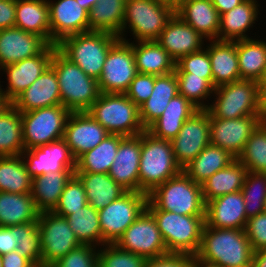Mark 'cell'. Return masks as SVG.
Wrapping results in <instances>:
<instances>
[{"label": "cell", "instance_id": "1", "mask_svg": "<svg viewBox=\"0 0 266 267\" xmlns=\"http://www.w3.org/2000/svg\"><path fill=\"white\" fill-rule=\"evenodd\" d=\"M253 253L244 229L204 225L195 260L213 267H245L252 264Z\"/></svg>", "mask_w": 266, "mask_h": 267}, {"label": "cell", "instance_id": "24", "mask_svg": "<svg viewBox=\"0 0 266 267\" xmlns=\"http://www.w3.org/2000/svg\"><path fill=\"white\" fill-rule=\"evenodd\" d=\"M49 44L40 36L13 27L0 30V69L39 55Z\"/></svg>", "mask_w": 266, "mask_h": 267}, {"label": "cell", "instance_id": "15", "mask_svg": "<svg viewBox=\"0 0 266 267\" xmlns=\"http://www.w3.org/2000/svg\"><path fill=\"white\" fill-rule=\"evenodd\" d=\"M171 143L175 160L183 169L211 143L209 112L206 109L196 111L183 123Z\"/></svg>", "mask_w": 266, "mask_h": 267}, {"label": "cell", "instance_id": "28", "mask_svg": "<svg viewBox=\"0 0 266 267\" xmlns=\"http://www.w3.org/2000/svg\"><path fill=\"white\" fill-rule=\"evenodd\" d=\"M206 46L211 61L213 87L240 80L236 41L209 40Z\"/></svg>", "mask_w": 266, "mask_h": 267}, {"label": "cell", "instance_id": "19", "mask_svg": "<svg viewBox=\"0 0 266 267\" xmlns=\"http://www.w3.org/2000/svg\"><path fill=\"white\" fill-rule=\"evenodd\" d=\"M49 5L51 45L65 37L89 31V14L80 0H47Z\"/></svg>", "mask_w": 266, "mask_h": 267}, {"label": "cell", "instance_id": "33", "mask_svg": "<svg viewBox=\"0 0 266 267\" xmlns=\"http://www.w3.org/2000/svg\"><path fill=\"white\" fill-rule=\"evenodd\" d=\"M74 174L82 182L88 204L97 211L104 209L126 192L109 176V173L74 172Z\"/></svg>", "mask_w": 266, "mask_h": 267}, {"label": "cell", "instance_id": "21", "mask_svg": "<svg viewBox=\"0 0 266 267\" xmlns=\"http://www.w3.org/2000/svg\"><path fill=\"white\" fill-rule=\"evenodd\" d=\"M141 134L125 136L120 144L109 176L126 191L140 192L139 163Z\"/></svg>", "mask_w": 266, "mask_h": 267}, {"label": "cell", "instance_id": "13", "mask_svg": "<svg viewBox=\"0 0 266 267\" xmlns=\"http://www.w3.org/2000/svg\"><path fill=\"white\" fill-rule=\"evenodd\" d=\"M137 74L132 45L119 39L110 48L104 62L98 79L99 91L125 94Z\"/></svg>", "mask_w": 266, "mask_h": 267}, {"label": "cell", "instance_id": "26", "mask_svg": "<svg viewBox=\"0 0 266 267\" xmlns=\"http://www.w3.org/2000/svg\"><path fill=\"white\" fill-rule=\"evenodd\" d=\"M175 14L206 38V41L218 40L220 15L211 0H177Z\"/></svg>", "mask_w": 266, "mask_h": 267}, {"label": "cell", "instance_id": "43", "mask_svg": "<svg viewBox=\"0 0 266 267\" xmlns=\"http://www.w3.org/2000/svg\"><path fill=\"white\" fill-rule=\"evenodd\" d=\"M66 219L81 244L104 245L98 211L93 206L86 204L83 208L73 211Z\"/></svg>", "mask_w": 266, "mask_h": 267}, {"label": "cell", "instance_id": "45", "mask_svg": "<svg viewBox=\"0 0 266 267\" xmlns=\"http://www.w3.org/2000/svg\"><path fill=\"white\" fill-rule=\"evenodd\" d=\"M247 218L264 213L266 199V173L247 171L241 189Z\"/></svg>", "mask_w": 266, "mask_h": 267}, {"label": "cell", "instance_id": "22", "mask_svg": "<svg viewBox=\"0 0 266 267\" xmlns=\"http://www.w3.org/2000/svg\"><path fill=\"white\" fill-rule=\"evenodd\" d=\"M247 219L244 197L241 191L216 197L206 203V226L245 229Z\"/></svg>", "mask_w": 266, "mask_h": 267}, {"label": "cell", "instance_id": "64", "mask_svg": "<svg viewBox=\"0 0 266 267\" xmlns=\"http://www.w3.org/2000/svg\"><path fill=\"white\" fill-rule=\"evenodd\" d=\"M30 267H44L42 264H32Z\"/></svg>", "mask_w": 266, "mask_h": 267}, {"label": "cell", "instance_id": "47", "mask_svg": "<svg viewBox=\"0 0 266 267\" xmlns=\"http://www.w3.org/2000/svg\"><path fill=\"white\" fill-rule=\"evenodd\" d=\"M17 252L26 257L32 264H41L42 248L40 229L37 222L15 225Z\"/></svg>", "mask_w": 266, "mask_h": 267}, {"label": "cell", "instance_id": "35", "mask_svg": "<svg viewBox=\"0 0 266 267\" xmlns=\"http://www.w3.org/2000/svg\"><path fill=\"white\" fill-rule=\"evenodd\" d=\"M39 214L31 193L0 192V226L37 222Z\"/></svg>", "mask_w": 266, "mask_h": 267}, {"label": "cell", "instance_id": "61", "mask_svg": "<svg viewBox=\"0 0 266 267\" xmlns=\"http://www.w3.org/2000/svg\"><path fill=\"white\" fill-rule=\"evenodd\" d=\"M98 0H80L82 7L85 8L88 12L96 5Z\"/></svg>", "mask_w": 266, "mask_h": 267}, {"label": "cell", "instance_id": "16", "mask_svg": "<svg viewBox=\"0 0 266 267\" xmlns=\"http://www.w3.org/2000/svg\"><path fill=\"white\" fill-rule=\"evenodd\" d=\"M262 121L261 115L235 119L210 118L211 144L226 150L237 159L243 152L251 133Z\"/></svg>", "mask_w": 266, "mask_h": 267}, {"label": "cell", "instance_id": "30", "mask_svg": "<svg viewBox=\"0 0 266 267\" xmlns=\"http://www.w3.org/2000/svg\"><path fill=\"white\" fill-rule=\"evenodd\" d=\"M198 110L184 96L178 94L169 101L162 115L146 130L156 138L172 141L183 123Z\"/></svg>", "mask_w": 266, "mask_h": 267}, {"label": "cell", "instance_id": "17", "mask_svg": "<svg viewBox=\"0 0 266 267\" xmlns=\"http://www.w3.org/2000/svg\"><path fill=\"white\" fill-rule=\"evenodd\" d=\"M21 157L32 179L50 172L76 170V160L63 139L24 150Z\"/></svg>", "mask_w": 266, "mask_h": 267}, {"label": "cell", "instance_id": "65", "mask_svg": "<svg viewBox=\"0 0 266 267\" xmlns=\"http://www.w3.org/2000/svg\"><path fill=\"white\" fill-rule=\"evenodd\" d=\"M0 267H3L2 255H0Z\"/></svg>", "mask_w": 266, "mask_h": 267}, {"label": "cell", "instance_id": "41", "mask_svg": "<svg viewBox=\"0 0 266 267\" xmlns=\"http://www.w3.org/2000/svg\"><path fill=\"white\" fill-rule=\"evenodd\" d=\"M24 150L21 112L10 103L0 113V156L21 155Z\"/></svg>", "mask_w": 266, "mask_h": 267}, {"label": "cell", "instance_id": "53", "mask_svg": "<svg viewBox=\"0 0 266 267\" xmlns=\"http://www.w3.org/2000/svg\"><path fill=\"white\" fill-rule=\"evenodd\" d=\"M244 230L254 252L266 248V213L248 218Z\"/></svg>", "mask_w": 266, "mask_h": 267}, {"label": "cell", "instance_id": "29", "mask_svg": "<svg viewBox=\"0 0 266 267\" xmlns=\"http://www.w3.org/2000/svg\"><path fill=\"white\" fill-rule=\"evenodd\" d=\"M123 41L132 45L138 73L162 76L175 71L176 62L156 40L132 43L123 37Z\"/></svg>", "mask_w": 266, "mask_h": 267}, {"label": "cell", "instance_id": "55", "mask_svg": "<svg viewBox=\"0 0 266 267\" xmlns=\"http://www.w3.org/2000/svg\"><path fill=\"white\" fill-rule=\"evenodd\" d=\"M16 0H0V30L15 27Z\"/></svg>", "mask_w": 266, "mask_h": 267}, {"label": "cell", "instance_id": "10", "mask_svg": "<svg viewBox=\"0 0 266 267\" xmlns=\"http://www.w3.org/2000/svg\"><path fill=\"white\" fill-rule=\"evenodd\" d=\"M70 113L63 105L21 112L25 150L63 139Z\"/></svg>", "mask_w": 266, "mask_h": 267}, {"label": "cell", "instance_id": "5", "mask_svg": "<svg viewBox=\"0 0 266 267\" xmlns=\"http://www.w3.org/2000/svg\"><path fill=\"white\" fill-rule=\"evenodd\" d=\"M118 40L117 35L109 32L88 31L65 37L56 46L66 58L98 81L108 52Z\"/></svg>", "mask_w": 266, "mask_h": 267}, {"label": "cell", "instance_id": "23", "mask_svg": "<svg viewBox=\"0 0 266 267\" xmlns=\"http://www.w3.org/2000/svg\"><path fill=\"white\" fill-rule=\"evenodd\" d=\"M203 39L206 38L174 14L156 41L177 62L181 57L203 49Z\"/></svg>", "mask_w": 266, "mask_h": 267}, {"label": "cell", "instance_id": "20", "mask_svg": "<svg viewBox=\"0 0 266 267\" xmlns=\"http://www.w3.org/2000/svg\"><path fill=\"white\" fill-rule=\"evenodd\" d=\"M109 134L87 111L71 112L66 121L63 140L77 160L100 144Z\"/></svg>", "mask_w": 266, "mask_h": 267}, {"label": "cell", "instance_id": "2", "mask_svg": "<svg viewBox=\"0 0 266 267\" xmlns=\"http://www.w3.org/2000/svg\"><path fill=\"white\" fill-rule=\"evenodd\" d=\"M146 208L180 215L205 216L202 185L194 182L182 170L148 194Z\"/></svg>", "mask_w": 266, "mask_h": 267}, {"label": "cell", "instance_id": "57", "mask_svg": "<svg viewBox=\"0 0 266 267\" xmlns=\"http://www.w3.org/2000/svg\"><path fill=\"white\" fill-rule=\"evenodd\" d=\"M3 267H30L32 263L17 250L2 255Z\"/></svg>", "mask_w": 266, "mask_h": 267}, {"label": "cell", "instance_id": "3", "mask_svg": "<svg viewBox=\"0 0 266 267\" xmlns=\"http://www.w3.org/2000/svg\"><path fill=\"white\" fill-rule=\"evenodd\" d=\"M50 66L56 72L61 105L70 112L87 111L100 94L98 81L89 77L57 48L54 50Z\"/></svg>", "mask_w": 266, "mask_h": 267}, {"label": "cell", "instance_id": "8", "mask_svg": "<svg viewBox=\"0 0 266 267\" xmlns=\"http://www.w3.org/2000/svg\"><path fill=\"white\" fill-rule=\"evenodd\" d=\"M155 218L168 253L196 255L200 243L205 216L180 215L165 210H149Z\"/></svg>", "mask_w": 266, "mask_h": 267}, {"label": "cell", "instance_id": "25", "mask_svg": "<svg viewBox=\"0 0 266 267\" xmlns=\"http://www.w3.org/2000/svg\"><path fill=\"white\" fill-rule=\"evenodd\" d=\"M11 104L20 112L61 105L60 89L55 70L49 66Z\"/></svg>", "mask_w": 266, "mask_h": 267}, {"label": "cell", "instance_id": "59", "mask_svg": "<svg viewBox=\"0 0 266 267\" xmlns=\"http://www.w3.org/2000/svg\"><path fill=\"white\" fill-rule=\"evenodd\" d=\"M259 108L262 118L266 116V78L258 82Z\"/></svg>", "mask_w": 266, "mask_h": 267}, {"label": "cell", "instance_id": "37", "mask_svg": "<svg viewBox=\"0 0 266 267\" xmlns=\"http://www.w3.org/2000/svg\"><path fill=\"white\" fill-rule=\"evenodd\" d=\"M246 173V167L238 159L218 170L202 184L205 203L216 197L241 191Z\"/></svg>", "mask_w": 266, "mask_h": 267}, {"label": "cell", "instance_id": "56", "mask_svg": "<svg viewBox=\"0 0 266 267\" xmlns=\"http://www.w3.org/2000/svg\"><path fill=\"white\" fill-rule=\"evenodd\" d=\"M15 226H0V255L16 250Z\"/></svg>", "mask_w": 266, "mask_h": 267}, {"label": "cell", "instance_id": "12", "mask_svg": "<svg viewBox=\"0 0 266 267\" xmlns=\"http://www.w3.org/2000/svg\"><path fill=\"white\" fill-rule=\"evenodd\" d=\"M42 248L41 264L51 267L81 243L70 228L66 217L53 211L41 212L37 220Z\"/></svg>", "mask_w": 266, "mask_h": 267}, {"label": "cell", "instance_id": "39", "mask_svg": "<svg viewBox=\"0 0 266 267\" xmlns=\"http://www.w3.org/2000/svg\"><path fill=\"white\" fill-rule=\"evenodd\" d=\"M125 136L109 134L100 144L76 160L74 172L108 173Z\"/></svg>", "mask_w": 266, "mask_h": 267}, {"label": "cell", "instance_id": "7", "mask_svg": "<svg viewBox=\"0 0 266 267\" xmlns=\"http://www.w3.org/2000/svg\"><path fill=\"white\" fill-rule=\"evenodd\" d=\"M87 112L110 134L136 136L146 130L139 107L126 94L100 93Z\"/></svg>", "mask_w": 266, "mask_h": 267}, {"label": "cell", "instance_id": "60", "mask_svg": "<svg viewBox=\"0 0 266 267\" xmlns=\"http://www.w3.org/2000/svg\"><path fill=\"white\" fill-rule=\"evenodd\" d=\"M253 267H266V248L256 250L252 257Z\"/></svg>", "mask_w": 266, "mask_h": 267}, {"label": "cell", "instance_id": "44", "mask_svg": "<svg viewBox=\"0 0 266 267\" xmlns=\"http://www.w3.org/2000/svg\"><path fill=\"white\" fill-rule=\"evenodd\" d=\"M237 159L247 171L266 173V123L264 121L251 133L243 152Z\"/></svg>", "mask_w": 266, "mask_h": 267}, {"label": "cell", "instance_id": "32", "mask_svg": "<svg viewBox=\"0 0 266 267\" xmlns=\"http://www.w3.org/2000/svg\"><path fill=\"white\" fill-rule=\"evenodd\" d=\"M178 94V80L175 72L155 76L152 94L139 106L140 119L145 129L162 115L169 101Z\"/></svg>", "mask_w": 266, "mask_h": 267}, {"label": "cell", "instance_id": "36", "mask_svg": "<svg viewBox=\"0 0 266 267\" xmlns=\"http://www.w3.org/2000/svg\"><path fill=\"white\" fill-rule=\"evenodd\" d=\"M236 51L240 78L261 81L266 72V42L253 38L237 40Z\"/></svg>", "mask_w": 266, "mask_h": 267}, {"label": "cell", "instance_id": "51", "mask_svg": "<svg viewBox=\"0 0 266 267\" xmlns=\"http://www.w3.org/2000/svg\"><path fill=\"white\" fill-rule=\"evenodd\" d=\"M97 246L81 244L51 267H98ZM97 250V251H96Z\"/></svg>", "mask_w": 266, "mask_h": 267}, {"label": "cell", "instance_id": "18", "mask_svg": "<svg viewBox=\"0 0 266 267\" xmlns=\"http://www.w3.org/2000/svg\"><path fill=\"white\" fill-rule=\"evenodd\" d=\"M56 48V45H48L39 55L6 65L0 69L6 73L8 81L6 90L2 89L0 84V91L10 103L50 66Z\"/></svg>", "mask_w": 266, "mask_h": 267}, {"label": "cell", "instance_id": "50", "mask_svg": "<svg viewBox=\"0 0 266 267\" xmlns=\"http://www.w3.org/2000/svg\"><path fill=\"white\" fill-rule=\"evenodd\" d=\"M175 73H191L192 76L202 77L213 86L211 61L208 51L203 49L181 57L175 63Z\"/></svg>", "mask_w": 266, "mask_h": 267}, {"label": "cell", "instance_id": "52", "mask_svg": "<svg viewBox=\"0 0 266 267\" xmlns=\"http://www.w3.org/2000/svg\"><path fill=\"white\" fill-rule=\"evenodd\" d=\"M154 84L155 75L138 73L131 81L130 87L125 94L139 107L152 94Z\"/></svg>", "mask_w": 266, "mask_h": 267}, {"label": "cell", "instance_id": "6", "mask_svg": "<svg viewBox=\"0 0 266 267\" xmlns=\"http://www.w3.org/2000/svg\"><path fill=\"white\" fill-rule=\"evenodd\" d=\"M175 14V2L171 0H126L122 31L130 29L136 41L157 40L169 20Z\"/></svg>", "mask_w": 266, "mask_h": 267}, {"label": "cell", "instance_id": "48", "mask_svg": "<svg viewBox=\"0 0 266 267\" xmlns=\"http://www.w3.org/2000/svg\"><path fill=\"white\" fill-rule=\"evenodd\" d=\"M86 204H88V202L82 182L73 174L66 183L59 202L53 212L60 216L67 217L72 214L73 211L83 208Z\"/></svg>", "mask_w": 266, "mask_h": 267}, {"label": "cell", "instance_id": "27", "mask_svg": "<svg viewBox=\"0 0 266 267\" xmlns=\"http://www.w3.org/2000/svg\"><path fill=\"white\" fill-rule=\"evenodd\" d=\"M256 0H245L240 5L220 15L218 40L237 41L251 39L246 32L258 19L259 5Z\"/></svg>", "mask_w": 266, "mask_h": 267}, {"label": "cell", "instance_id": "46", "mask_svg": "<svg viewBox=\"0 0 266 267\" xmlns=\"http://www.w3.org/2000/svg\"><path fill=\"white\" fill-rule=\"evenodd\" d=\"M175 74L178 80L179 95L184 96L198 109H207L210 103H207L206 99L212 97L215 88L206 79L192 76L191 73Z\"/></svg>", "mask_w": 266, "mask_h": 267}, {"label": "cell", "instance_id": "11", "mask_svg": "<svg viewBox=\"0 0 266 267\" xmlns=\"http://www.w3.org/2000/svg\"><path fill=\"white\" fill-rule=\"evenodd\" d=\"M148 195L143 192L126 191L104 209L98 218L105 244H115L123 232L146 208Z\"/></svg>", "mask_w": 266, "mask_h": 267}, {"label": "cell", "instance_id": "9", "mask_svg": "<svg viewBox=\"0 0 266 267\" xmlns=\"http://www.w3.org/2000/svg\"><path fill=\"white\" fill-rule=\"evenodd\" d=\"M213 96L216 98L206 109L210 118L235 119L261 115L256 81L240 79L220 85L215 87Z\"/></svg>", "mask_w": 266, "mask_h": 267}, {"label": "cell", "instance_id": "4", "mask_svg": "<svg viewBox=\"0 0 266 267\" xmlns=\"http://www.w3.org/2000/svg\"><path fill=\"white\" fill-rule=\"evenodd\" d=\"M181 171L182 168L175 160L171 141L156 138L147 130L143 131L139 163L140 192L148 195Z\"/></svg>", "mask_w": 266, "mask_h": 267}, {"label": "cell", "instance_id": "34", "mask_svg": "<svg viewBox=\"0 0 266 267\" xmlns=\"http://www.w3.org/2000/svg\"><path fill=\"white\" fill-rule=\"evenodd\" d=\"M73 171H56L32 179L31 196L38 211H53Z\"/></svg>", "mask_w": 266, "mask_h": 267}, {"label": "cell", "instance_id": "54", "mask_svg": "<svg viewBox=\"0 0 266 267\" xmlns=\"http://www.w3.org/2000/svg\"><path fill=\"white\" fill-rule=\"evenodd\" d=\"M195 256L184 253H167L147 259L144 267H193Z\"/></svg>", "mask_w": 266, "mask_h": 267}, {"label": "cell", "instance_id": "66", "mask_svg": "<svg viewBox=\"0 0 266 267\" xmlns=\"http://www.w3.org/2000/svg\"><path fill=\"white\" fill-rule=\"evenodd\" d=\"M264 213H266V199L264 201Z\"/></svg>", "mask_w": 266, "mask_h": 267}, {"label": "cell", "instance_id": "38", "mask_svg": "<svg viewBox=\"0 0 266 267\" xmlns=\"http://www.w3.org/2000/svg\"><path fill=\"white\" fill-rule=\"evenodd\" d=\"M235 159L226 150L210 143L182 170L194 182L202 185L214 173L228 166Z\"/></svg>", "mask_w": 266, "mask_h": 267}, {"label": "cell", "instance_id": "63", "mask_svg": "<svg viewBox=\"0 0 266 267\" xmlns=\"http://www.w3.org/2000/svg\"><path fill=\"white\" fill-rule=\"evenodd\" d=\"M193 267H213V266H209V265L203 264V263L195 260Z\"/></svg>", "mask_w": 266, "mask_h": 267}, {"label": "cell", "instance_id": "49", "mask_svg": "<svg viewBox=\"0 0 266 267\" xmlns=\"http://www.w3.org/2000/svg\"><path fill=\"white\" fill-rule=\"evenodd\" d=\"M146 260L145 257L123 250L115 244L98 247V267H144Z\"/></svg>", "mask_w": 266, "mask_h": 267}, {"label": "cell", "instance_id": "42", "mask_svg": "<svg viewBox=\"0 0 266 267\" xmlns=\"http://www.w3.org/2000/svg\"><path fill=\"white\" fill-rule=\"evenodd\" d=\"M32 178L21 155L0 156V192L31 193Z\"/></svg>", "mask_w": 266, "mask_h": 267}, {"label": "cell", "instance_id": "40", "mask_svg": "<svg viewBox=\"0 0 266 267\" xmlns=\"http://www.w3.org/2000/svg\"><path fill=\"white\" fill-rule=\"evenodd\" d=\"M126 0H98L88 12L89 31H104L119 36L124 21Z\"/></svg>", "mask_w": 266, "mask_h": 267}, {"label": "cell", "instance_id": "58", "mask_svg": "<svg viewBox=\"0 0 266 267\" xmlns=\"http://www.w3.org/2000/svg\"><path fill=\"white\" fill-rule=\"evenodd\" d=\"M219 15L230 11L245 0H211Z\"/></svg>", "mask_w": 266, "mask_h": 267}, {"label": "cell", "instance_id": "31", "mask_svg": "<svg viewBox=\"0 0 266 267\" xmlns=\"http://www.w3.org/2000/svg\"><path fill=\"white\" fill-rule=\"evenodd\" d=\"M15 27L36 34L51 45L47 0H16Z\"/></svg>", "mask_w": 266, "mask_h": 267}, {"label": "cell", "instance_id": "62", "mask_svg": "<svg viewBox=\"0 0 266 267\" xmlns=\"http://www.w3.org/2000/svg\"><path fill=\"white\" fill-rule=\"evenodd\" d=\"M10 104L5 98L4 94L0 91V113Z\"/></svg>", "mask_w": 266, "mask_h": 267}, {"label": "cell", "instance_id": "14", "mask_svg": "<svg viewBox=\"0 0 266 267\" xmlns=\"http://www.w3.org/2000/svg\"><path fill=\"white\" fill-rule=\"evenodd\" d=\"M115 245L146 259L168 253L157 222L147 208L123 232Z\"/></svg>", "mask_w": 266, "mask_h": 267}]
</instances>
